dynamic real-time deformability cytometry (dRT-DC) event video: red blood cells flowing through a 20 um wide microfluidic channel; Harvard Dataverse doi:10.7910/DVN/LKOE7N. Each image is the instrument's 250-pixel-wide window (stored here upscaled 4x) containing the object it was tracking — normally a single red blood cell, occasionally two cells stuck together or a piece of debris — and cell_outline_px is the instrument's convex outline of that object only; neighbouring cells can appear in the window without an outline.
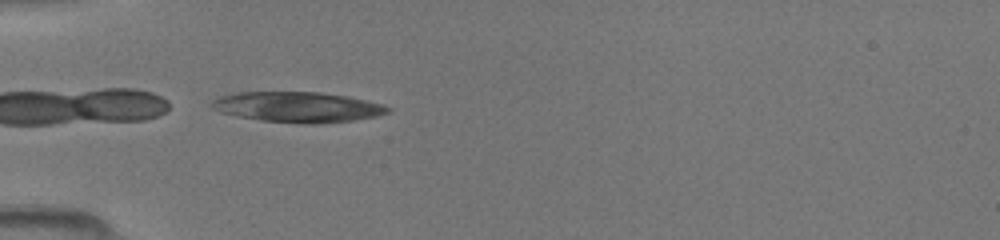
{"species": "common noctule bat (a hibernating species)", "species_latin": "Nyctalus noctula", "temperature_condition": "room temperature", "stored_images_in_passage": 34, "camera_frame_rate_fps": 3000, "um_per_image_px": 0.085, "animal": {"sex": "female", "body_mass_g": 19.5, "forearm_length_mm": 54.1}, "frame": {"image": 1, "passage_image": 1, "time_ms": 0.0, "image_size_px": [1000, 240], "cell_outline_px": [[392, 108], [388, 112], [376, 116], [352, 120], [312, 124], [304, 124], [260, 120], [236, 116], [220, 112], [212, 108], [208, 104], [212, 100], [220, 96], [236, 92], [320, 92], [348, 96], [384, 104]], "centroid_in_image_um": [25.27, 9.09], "position_along_channel_um": 59.7, "area_um2": 31.33}}
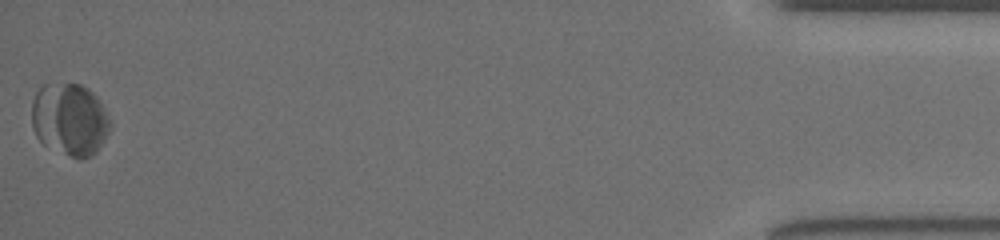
{"frame": {"image": 2, "passage_image": 34, "time_ms": 11.0, "image_size_px": [1000, 240], "cell_outline_px": [[112, 124], [104, 140], [96, 152], [92, 156], [84, 160], [80, 160], [44, 144], [36, 136], [32, 128], [32, 100], [36, 92], [44, 84], [80, 84], [88, 88], [92, 92], [100, 104]], "centroid_in_image_um": [5.91, 10.16], "position_along_channel_um": 429.3, "area_um2": 32.89}}